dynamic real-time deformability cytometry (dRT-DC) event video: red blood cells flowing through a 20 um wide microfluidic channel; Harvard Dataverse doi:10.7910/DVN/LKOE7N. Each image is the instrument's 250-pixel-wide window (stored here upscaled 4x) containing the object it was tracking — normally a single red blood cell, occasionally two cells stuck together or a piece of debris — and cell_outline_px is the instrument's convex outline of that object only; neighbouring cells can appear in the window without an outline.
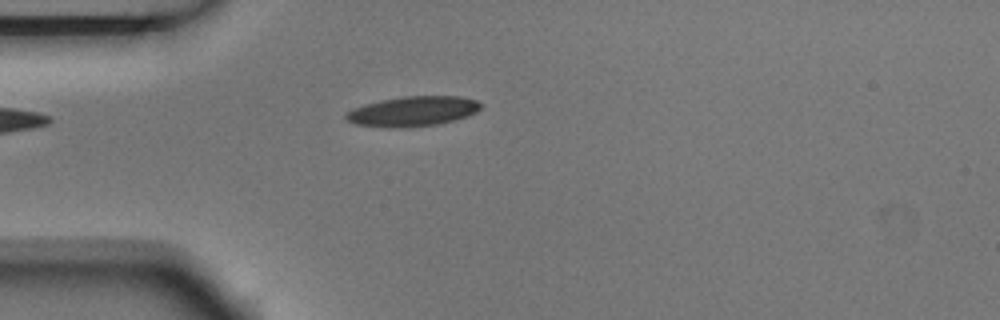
{"species": "Egyptian fruit bat (a non-hibernating species)", "species_latin": "Rousettus aegyptiacus", "temperature_condition": "room temperature", "stored_images_in_passage": 5, "camera_frame_rate_fps": 3000, "um_per_image_px": 0.085, "animal": {"sex": "male"}, "frame": {"image": 1, "passage_image": 5, "time_ms": 1.333, "image_size_px": [1000, 320], "cell_outline_px": [[484, 104], [476, 112], [468, 116], [456, 120], [440, 124], [400, 128], [388, 128], [356, 124], [348, 120], [344, 116], [348, 112], [364, 104], [380, 100], [404, 96], [460, 96], [476, 100]], "centroid_in_image_um": [35.14, 9.46], "position_along_channel_um": 49.9, "area_um2": 23.64}}